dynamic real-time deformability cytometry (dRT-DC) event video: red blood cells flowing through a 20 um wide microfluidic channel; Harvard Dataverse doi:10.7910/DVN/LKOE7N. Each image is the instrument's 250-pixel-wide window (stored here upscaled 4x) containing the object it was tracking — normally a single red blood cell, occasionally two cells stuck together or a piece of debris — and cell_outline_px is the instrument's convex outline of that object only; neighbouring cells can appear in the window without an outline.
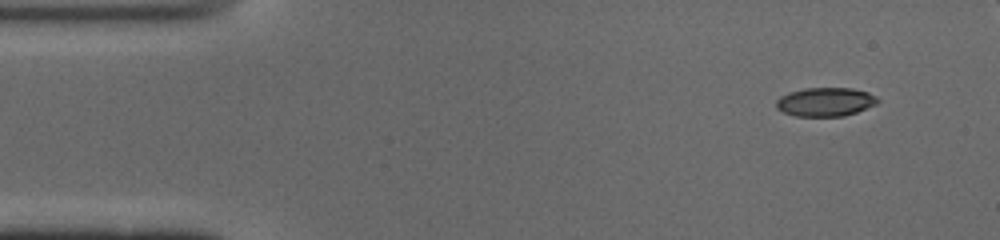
{"species": "common noctule bat (a hibernating species)", "species_latin": "Nyctalus noctula", "temperature_condition": "cold", "stored_images_in_passage": 44, "camera_frame_rate_fps": 3000, "um_per_image_px": 0.085, "animal": {"sex": "male", "body_mass_g": 19.0, "forearm_length_mm": 50.8}, "frame": {"image": 1, "passage_image": 1, "time_ms": 0.0, "image_size_px": [1000, 240], "cell_outline_px": [[880, 100], [876, 104], [856, 112], [844, 116], [796, 116], [784, 112], [776, 108], [776, 100], [780, 96], [788, 92], [804, 88], [852, 88], [868, 92], [876, 96]], "centroid_in_image_um": [70.15, 8.65], "position_along_channel_um": 14.9, "area_um2": 17.05}}
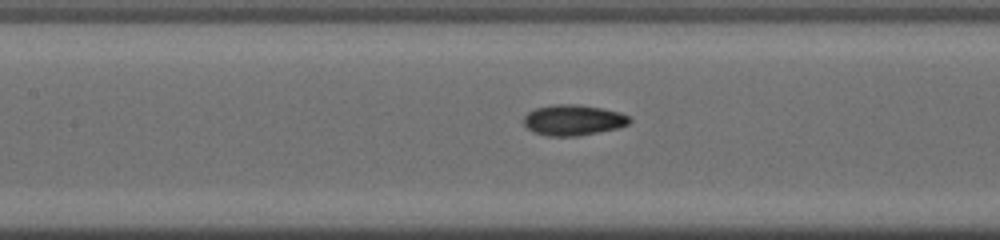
{"frame": {"image": 2, "passage_image": 19, "time_ms": 6.0, "image_size_px": [1000, 240], "cell_outline_px": [[632, 120], [628, 124], [616, 128], [576, 136], [548, 136], [536, 132], [528, 128], [524, 124], [524, 116], [528, 112], [536, 108], [552, 104], [576, 104], [600, 108], [620, 112], [628, 116]], "centroid_in_image_um": [48.71, 10.19], "position_along_channel_um": 158.7, "area_um2": 18.67}}
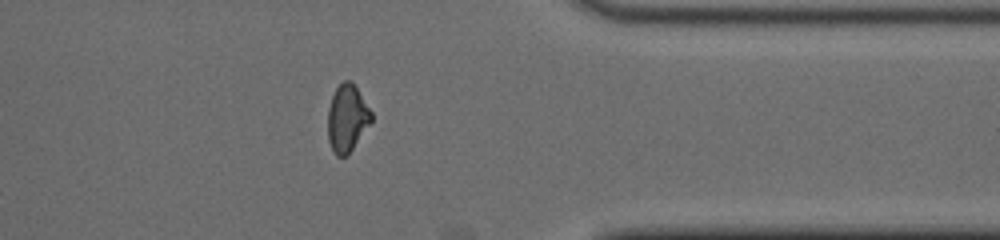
{"frame": {"image": 3, "passage_image": 37, "time_ms": 12.0, "image_size_px": [1000, 240], "cell_outline_px": [[372, 120], [352, 148], [344, 156], [336, 156], [328, 140], [328, 108], [332, 96], [336, 88], [344, 80], [352, 80], [372, 112]], "centroid_in_image_um": [29.5, 10.0], "position_along_channel_um": 381.9, "area_um2": 16.76}}